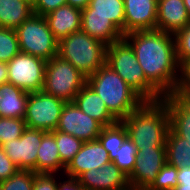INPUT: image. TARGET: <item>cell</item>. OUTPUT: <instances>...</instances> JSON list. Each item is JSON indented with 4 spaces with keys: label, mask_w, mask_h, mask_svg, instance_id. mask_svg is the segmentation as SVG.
I'll list each match as a JSON object with an SVG mask.
<instances>
[{
    "label": "cell",
    "mask_w": 190,
    "mask_h": 190,
    "mask_svg": "<svg viewBox=\"0 0 190 190\" xmlns=\"http://www.w3.org/2000/svg\"><path fill=\"white\" fill-rule=\"evenodd\" d=\"M179 92L190 99V64L183 68V78Z\"/></svg>",
    "instance_id": "39"
},
{
    "label": "cell",
    "mask_w": 190,
    "mask_h": 190,
    "mask_svg": "<svg viewBox=\"0 0 190 190\" xmlns=\"http://www.w3.org/2000/svg\"><path fill=\"white\" fill-rule=\"evenodd\" d=\"M134 170L128 176L131 190H146L167 163L166 148L137 149Z\"/></svg>",
    "instance_id": "11"
},
{
    "label": "cell",
    "mask_w": 190,
    "mask_h": 190,
    "mask_svg": "<svg viewBox=\"0 0 190 190\" xmlns=\"http://www.w3.org/2000/svg\"><path fill=\"white\" fill-rule=\"evenodd\" d=\"M179 184L172 190H190V167L178 168Z\"/></svg>",
    "instance_id": "37"
},
{
    "label": "cell",
    "mask_w": 190,
    "mask_h": 190,
    "mask_svg": "<svg viewBox=\"0 0 190 190\" xmlns=\"http://www.w3.org/2000/svg\"><path fill=\"white\" fill-rule=\"evenodd\" d=\"M90 0H67V4L74 8L84 10L89 5Z\"/></svg>",
    "instance_id": "41"
},
{
    "label": "cell",
    "mask_w": 190,
    "mask_h": 190,
    "mask_svg": "<svg viewBox=\"0 0 190 190\" xmlns=\"http://www.w3.org/2000/svg\"><path fill=\"white\" fill-rule=\"evenodd\" d=\"M183 1L187 10L188 16L190 18V0H183Z\"/></svg>",
    "instance_id": "42"
},
{
    "label": "cell",
    "mask_w": 190,
    "mask_h": 190,
    "mask_svg": "<svg viewBox=\"0 0 190 190\" xmlns=\"http://www.w3.org/2000/svg\"><path fill=\"white\" fill-rule=\"evenodd\" d=\"M81 14L101 16L109 19L124 35V0H90Z\"/></svg>",
    "instance_id": "23"
},
{
    "label": "cell",
    "mask_w": 190,
    "mask_h": 190,
    "mask_svg": "<svg viewBox=\"0 0 190 190\" xmlns=\"http://www.w3.org/2000/svg\"><path fill=\"white\" fill-rule=\"evenodd\" d=\"M57 190H84V188L77 178H70L65 176L64 181L61 180L58 182Z\"/></svg>",
    "instance_id": "38"
},
{
    "label": "cell",
    "mask_w": 190,
    "mask_h": 190,
    "mask_svg": "<svg viewBox=\"0 0 190 190\" xmlns=\"http://www.w3.org/2000/svg\"><path fill=\"white\" fill-rule=\"evenodd\" d=\"M47 61L19 52L8 63V83L26 92L42 91Z\"/></svg>",
    "instance_id": "9"
},
{
    "label": "cell",
    "mask_w": 190,
    "mask_h": 190,
    "mask_svg": "<svg viewBox=\"0 0 190 190\" xmlns=\"http://www.w3.org/2000/svg\"><path fill=\"white\" fill-rule=\"evenodd\" d=\"M87 84V77L71 63L59 56L47 61L43 89L63 101L73 102L77 93Z\"/></svg>",
    "instance_id": "7"
},
{
    "label": "cell",
    "mask_w": 190,
    "mask_h": 190,
    "mask_svg": "<svg viewBox=\"0 0 190 190\" xmlns=\"http://www.w3.org/2000/svg\"><path fill=\"white\" fill-rule=\"evenodd\" d=\"M123 39L133 49L146 79L163 96L179 91L183 68L177 60L173 34L157 29L134 31Z\"/></svg>",
    "instance_id": "1"
},
{
    "label": "cell",
    "mask_w": 190,
    "mask_h": 190,
    "mask_svg": "<svg viewBox=\"0 0 190 190\" xmlns=\"http://www.w3.org/2000/svg\"><path fill=\"white\" fill-rule=\"evenodd\" d=\"M109 162L111 161L108 151L102 146L98 139L86 141L82 144L80 151L65 167L63 176L78 178L82 173L92 168H102Z\"/></svg>",
    "instance_id": "14"
},
{
    "label": "cell",
    "mask_w": 190,
    "mask_h": 190,
    "mask_svg": "<svg viewBox=\"0 0 190 190\" xmlns=\"http://www.w3.org/2000/svg\"><path fill=\"white\" fill-rule=\"evenodd\" d=\"M4 83H8V65L0 62V85Z\"/></svg>",
    "instance_id": "40"
},
{
    "label": "cell",
    "mask_w": 190,
    "mask_h": 190,
    "mask_svg": "<svg viewBox=\"0 0 190 190\" xmlns=\"http://www.w3.org/2000/svg\"><path fill=\"white\" fill-rule=\"evenodd\" d=\"M30 4H34L36 0H27Z\"/></svg>",
    "instance_id": "43"
},
{
    "label": "cell",
    "mask_w": 190,
    "mask_h": 190,
    "mask_svg": "<svg viewBox=\"0 0 190 190\" xmlns=\"http://www.w3.org/2000/svg\"><path fill=\"white\" fill-rule=\"evenodd\" d=\"M33 13L27 0H0V27L16 29Z\"/></svg>",
    "instance_id": "24"
},
{
    "label": "cell",
    "mask_w": 190,
    "mask_h": 190,
    "mask_svg": "<svg viewBox=\"0 0 190 190\" xmlns=\"http://www.w3.org/2000/svg\"><path fill=\"white\" fill-rule=\"evenodd\" d=\"M177 175L178 168L166 163L146 190H172L179 184Z\"/></svg>",
    "instance_id": "33"
},
{
    "label": "cell",
    "mask_w": 190,
    "mask_h": 190,
    "mask_svg": "<svg viewBox=\"0 0 190 190\" xmlns=\"http://www.w3.org/2000/svg\"><path fill=\"white\" fill-rule=\"evenodd\" d=\"M137 148L133 142L127 137L120 149L116 152V158L113 163L123 171L127 176L134 170L137 159Z\"/></svg>",
    "instance_id": "28"
},
{
    "label": "cell",
    "mask_w": 190,
    "mask_h": 190,
    "mask_svg": "<svg viewBox=\"0 0 190 190\" xmlns=\"http://www.w3.org/2000/svg\"><path fill=\"white\" fill-rule=\"evenodd\" d=\"M107 45L82 29L58 42V56L71 63L86 77L94 74L106 61Z\"/></svg>",
    "instance_id": "5"
},
{
    "label": "cell",
    "mask_w": 190,
    "mask_h": 190,
    "mask_svg": "<svg viewBox=\"0 0 190 190\" xmlns=\"http://www.w3.org/2000/svg\"><path fill=\"white\" fill-rule=\"evenodd\" d=\"M177 60L182 68L190 64V23L174 34Z\"/></svg>",
    "instance_id": "32"
},
{
    "label": "cell",
    "mask_w": 190,
    "mask_h": 190,
    "mask_svg": "<svg viewBox=\"0 0 190 190\" xmlns=\"http://www.w3.org/2000/svg\"><path fill=\"white\" fill-rule=\"evenodd\" d=\"M65 166L61 163L55 136L51 132H47L41 141L39 150L37 151L36 167L32 170L35 173L56 174L61 173L58 177H62Z\"/></svg>",
    "instance_id": "21"
},
{
    "label": "cell",
    "mask_w": 190,
    "mask_h": 190,
    "mask_svg": "<svg viewBox=\"0 0 190 190\" xmlns=\"http://www.w3.org/2000/svg\"><path fill=\"white\" fill-rule=\"evenodd\" d=\"M73 102L103 127L111 126L118 122L110 114L101 97L88 84L77 93Z\"/></svg>",
    "instance_id": "19"
},
{
    "label": "cell",
    "mask_w": 190,
    "mask_h": 190,
    "mask_svg": "<svg viewBox=\"0 0 190 190\" xmlns=\"http://www.w3.org/2000/svg\"><path fill=\"white\" fill-rule=\"evenodd\" d=\"M77 179L84 190H131L128 176L113 162H109L102 168H92Z\"/></svg>",
    "instance_id": "13"
},
{
    "label": "cell",
    "mask_w": 190,
    "mask_h": 190,
    "mask_svg": "<svg viewBox=\"0 0 190 190\" xmlns=\"http://www.w3.org/2000/svg\"><path fill=\"white\" fill-rule=\"evenodd\" d=\"M65 104V101L44 91L30 92L24 116L26 128L55 131Z\"/></svg>",
    "instance_id": "8"
},
{
    "label": "cell",
    "mask_w": 190,
    "mask_h": 190,
    "mask_svg": "<svg viewBox=\"0 0 190 190\" xmlns=\"http://www.w3.org/2000/svg\"><path fill=\"white\" fill-rule=\"evenodd\" d=\"M158 0H124V35L134 31L155 30Z\"/></svg>",
    "instance_id": "15"
},
{
    "label": "cell",
    "mask_w": 190,
    "mask_h": 190,
    "mask_svg": "<svg viewBox=\"0 0 190 190\" xmlns=\"http://www.w3.org/2000/svg\"><path fill=\"white\" fill-rule=\"evenodd\" d=\"M44 17L58 42L81 29V10L68 4L62 5Z\"/></svg>",
    "instance_id": "18"
},
{
    "label": "cell",
    "mask_w": 190,
    "mask_h": 190,
    "mask_svg": "<svg viewBox=\"0 0 190 190\" xmlns=\"http://www.w3.org/2000/svg\"><path fill=\"white\" fill-rule=\"evenodd\" d=\"M167 106L169 128L179 137L190 141V99L179 91L161 99Z\"/></svg>",
    "instance_id": "16"
},
{
    "label": "cell",
    "mask_w": 190,
    "mask_h": 190,
    "mask_svg": "<svg viewBox=\"0 0 190 190\" xmlns=\"http://www.w3.org/2000/svg\"><path fill=\"white\" fill-rule=\"evenodd\" d=\"M19 168L12 162L0 146V182L9 179Z\"/></svg>",
    "instance_id": "36"
},
{
    "label": "cell",
    "mask_w": 190,
    "mask_h": 190,
    "mask_svg": "<svg viewBox=\"0 0 190 190\" xmlns=\"http://www.w3.org/2000/svg\"><path fill=\"white\" fill-rule=\"evenodd\" d=\"M165 147L167 164L176 168L190 167V141L179 137L169 128Z\"/></svg>",
    "instance_id": "25"
},
{
    "label": "cell",
    "mask_w": 190,
    "mask_h": 190,
    "mask_svg": "<svg viewBox=\"0 0 190 190\" xmlns=\"http://www.w3.org/2000/svg\"><path fill=\"white\" fill-rule=\"evenodd\" d=\"M56 174L35 173L32 190H57Z\"/></svg>",
    "instance_id": "34"
},
{
    "label": "cell",
    "mask_w": 190,
    "mask_h": 190,
    "mask_svg": "<svg viewBox=\"0 0 190 190\" xmlns=\"http://www.w3.org/2000/svg\"><path fill=\"white\" fill-rule=\"evenodd\" d=\"M87 84L101 97L117 121L125 119L145 102L106 64L87 77Z\"/></svg>",
    "instance_id": "3"
},
{
    "label": "cell",
    "mask_w": 190,
    "mask_h": 190,
    "mask_svg": "<svg viewBox=\"0 0 190 190\" xmlns=\"http://www.w3.org/2000/svg\"><path fill=\"white\" fill-rule=\"evenodd\" d=\"M190 23L183 0H158L156 29L175 34Z\"/></svg>",
    "instance_id": "17"
},
{
    "label": "cell",
    "mask_w": 190,
    "mask_h": 190,
    "mask_svg": "<svg viewBox=\"0 0 190 190\" xmlns=\"http://www.w3.org/2000/svg\"><path fill=\"white\" fill-rule=\"evenodd\" d=\"M25 129L24 118L0 117V146L10 140L20 138Z\"/></svg>",
    "instance_id": "30"
},
{
    "label": "cell",
    "mask_w": 190,
    "mask_h": 190,
    "mask_svg": "<svg viewBox=\"0 0 190 190\" xmlns=\"http://www.w3.org/2000/svg\"><path fill=\"white\" fill-rule=\"evenodd\" d=\"M29 92L11 83L0 85V117L24 118Z\"/></svg>",
    "instance_id": "22"
},
{
    "label": "cell",
    "mask_w": 190,
    "mask_h": 190,
    "mask_svg": "<svg viewBox=\"0 0 190 190\" xmlns=\"http://www.w3.org/2000/svg\"><path fill=\"white\" fill-rule=\"evenodd\" d=\"M121 122L137 149L166 148L169 114L162 100L144 102Z\"/></svg>",
    "instance_id": "2"
},
{
    "label": "cell",
    "mask_w": 190,
    "mask_h": 190,
    "mask_svg": "<svg viewBox=\"0 0 190 190\" xmlns=\"http://www.w3.org/2000/svg\"><path fill=\"white\" fill-rule=\"evenodd\" d=\"M46 131L26 128L18 139L1 145L6 155L22 170H33L37 163V151Z\"/></svg>",
    "instance_id": "12"
},
{
    "label": "cell",
    "mask_w": 190,
    "mask_h": 190,
    "mask_svg": "<svg viewBox=\"0 0 190 190\" xmlns=\"http://www.w3.org/2000/svg\"><path fill=\"white\" fill-rule=\"evenodd\" d=\"M102 128L98 121L85 114L74 102H67L55 130L86 142L97 140Z\"/></svg>",
    "instance_id": "10"
},
{
    "label": "cell",
    "mask_w": 190,
    "mask_h": 190,
    "mask_svg": "<svg viewBox=\"0 0 190 190\" xmlns=\"http://www.w3.org/2000/svg\"><path fill=\"white\" fill-rule=\"evenodd\" d=\"M51 133L55 136L61 163L66 167L73 157L80 151L84 142L73 135L62 133L57 130L52 131Z\"/></svg>",
    "instance_id": "27"
},
{
    "label": "cell",
    "mask_w": 190,
    "mask_h": 190,
    "mask_svg": "<svg viewBox=\"0 0 190 190\" xmlns=\"http://www.w3.org/2000/svg\"><path fill=\"white\" fill-rule=\"evenodd\" d=\"M35 172L19 169L9 179L0 182V190H32Z\"/></svg>",
    "instance_id": "31"
},
{
    "label": "cell",
    "mask_w": 190,
    "mask_h": 190,
    "mask_svg": "<svg viewBox=\"0 0 190 190\" xmlns=\"http://www.w3.org/2000/svg\"><path fill=\"white\" fill-rule=\"evenodd\" d=\"M19 52L15 29L0 27V62L8 63Z\"/></svg>",
    "instance_id": "29"
},
{
    "label": "cell",
    "mask_w": 190,
    "mask_h": 190,
    "mask_svg": "<svg viewBox=\"0 0 190 190\" xmlns=\"http://www.w3.org/2000/svg\"><path fill=\"white\" fill-rule=\"evenodd\" d=\"M127 137L128 132L121 121H118L114 125L102 128L101 133L98 136V140L108 151L111 162L115 160L117 150L120 149Z\"/></svg>",
    "instance_id": "26"
},
{
    "label": "cell",
    "mask_w": 190,
    "mask_h": 190,
    "mask_svg": "<svg viewBox=\"0 0 190 190\" xmlns=\"http://www.w3.org/2000/svg\"><path fill=\"white\" fill-rule=\"evenodd\" d=\"M15 31L20 52L45 61L58 56V41L54 38L44 16L32 14Z\"/></svg>",
    "instance_id": "6"
},
{
    "label": "cell",
    "mask_w": 190,
    "mask_h": 190,
    "mask_svg": "<svg viewBox=\"0 0 190 190\" xmlns=\"http://www.w3.org/2000/svg\"><path fill=\"white\" fill-rule=\"evenodd\" d=\"M65 4H67V0H36L32 8L34 14L46 16Z\"/></svg>",
    "instance_id": "35"
},
{
    "label": "cell",
    "mask_w": 190,
    "mask_h": 190,
    "mask_svg": "<svg viewBox=\"0 0 190 190\" xmlns=\"http://www.w3.org/2000/svg\"><path fill=\"white\" fill-rule=\"evenodd\" d=\"M81 29L105 45L121 41L124 37L122 32L106 17L81 14Z\"/></svg>",
    "instance_id": "20"
},
{
    "label": "cell",
    "mask_w": 190,
    "mask_h": 190,
    "mask_svg": "<svg viewBox=\"0 0 190 190\" xmlns=\"http://www.w3.org/2000/svg\"><path fill=\"white\" fill-rule=\"evenodd\" d=\"M105 64L114 70L145 102L162 99L163 95L146 79L133 49L124 39L107 46Z\"/></svg>",
    "instance_id": "4"
}]
</instances>
